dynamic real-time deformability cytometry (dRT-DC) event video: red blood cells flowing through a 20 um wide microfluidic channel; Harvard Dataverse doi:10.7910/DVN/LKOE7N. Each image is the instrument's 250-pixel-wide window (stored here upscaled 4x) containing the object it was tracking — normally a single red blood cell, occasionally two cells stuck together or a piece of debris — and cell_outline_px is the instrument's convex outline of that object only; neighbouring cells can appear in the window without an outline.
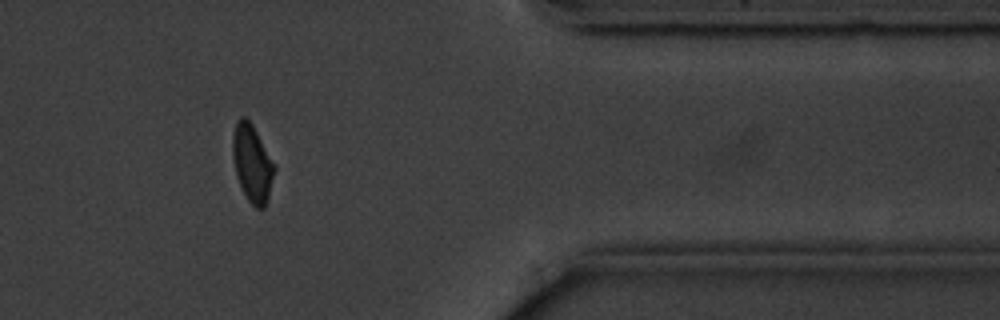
{"species": "common noctule bat (a hibernating species)", "species_latin": "Nyctalus noctula", "temperature_condition": "cold", "stored_images_in_passage": 14, "camera_frame_rate_fps": 3000, "um_per_image_px": 0.085, "animal": {"sex": "male", "body_mass_g": 20.1, "forearm_length_mm": 53.5}, "frame": {"image": 1, "passage_image": 12, "time_ms": 14.0, "image_size_px": [1000, 320], "cell_outline_px": [[276, 168], [268, 200], [264, 208], [256, 208], [248, 200], [236, 176], [232, 156], [232, 136], [236, 124], [240, 116], [244, 116], [252, 124]], "centroid_in_image_um": [21.43, 13.9], "position_along_channel_um": 390.0, "area_um2": 18.61}}
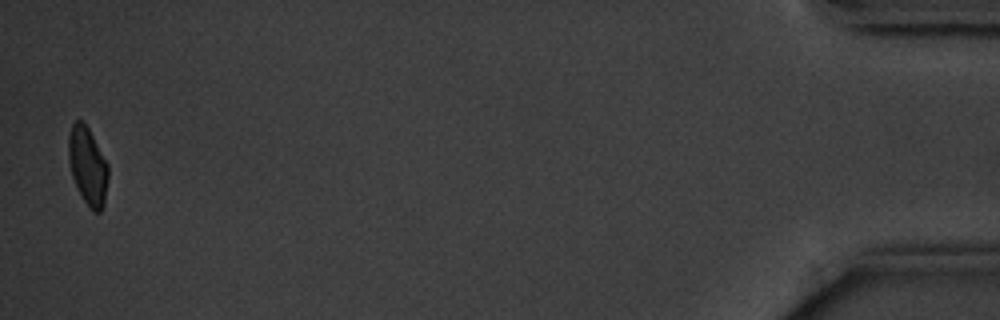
{"frame": {"image": 2, "passage_image": 14, "time_ms": 17.0, "image_size_px": [1000, 320], "cell_outline_px": [[108, 176], [104, 204], [100, 212], [92, 212], [88, 208], [72, 176], [68, 160], [68, 136], [72, 124], [76, 120], [80, 120], [88, 128], [108, 164]], "centroid_in_image_um": [7.45, 14.12], "position_along_channel_um": 427.8, "area_um2": 17.86}, "authors_computed_cell_mechanics": {"area_um2": 19.3341, "velocity_mm_per_s": 3.5674, "shape_relaxation_time_tau1_ms": 1.2523, "shape_relaxation_time_tau2_ms": null, "deformation_change_tau1": 0.078, "deformation_change_tau2": null}}